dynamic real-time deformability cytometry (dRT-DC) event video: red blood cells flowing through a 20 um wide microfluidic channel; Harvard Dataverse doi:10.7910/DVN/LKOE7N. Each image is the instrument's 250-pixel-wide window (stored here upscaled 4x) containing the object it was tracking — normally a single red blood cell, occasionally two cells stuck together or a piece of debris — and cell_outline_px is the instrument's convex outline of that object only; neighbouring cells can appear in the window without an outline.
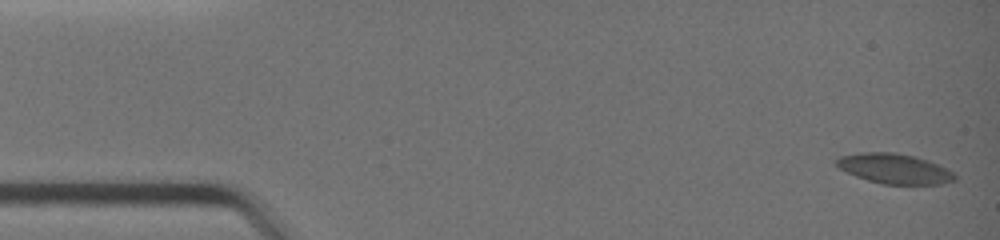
{"species": "common noctule bat (a hibernating species)", "species_latin": "Nyctalus noctula", "temperature_condition": "warm", "stored_images_in_passage": 42, "camera_frame_rate_fps": 3000, "um_per_image_px": 0.085, "animal": {"sex": "female", "body_mass_g": 19.0, "forearm_length_mm": 51.5}, "frame": {"image": 1, "passage_image": 1, "time_ms": 0.0, "image_size_px": [1000, 240], "cell_outline_px": [[956, 180], [940, 184], [884, 184], [868, 180], [856, 176], [840, 168], [836, 164], [836, 160], [840, 156], [860, 152], [896, 152], [928, 160], [952, 172], [956, 176]], "centroid_in_image_um": [76.02, 14.33], "position_along_channel_um": 9.0, "area_um2": 20.4}}
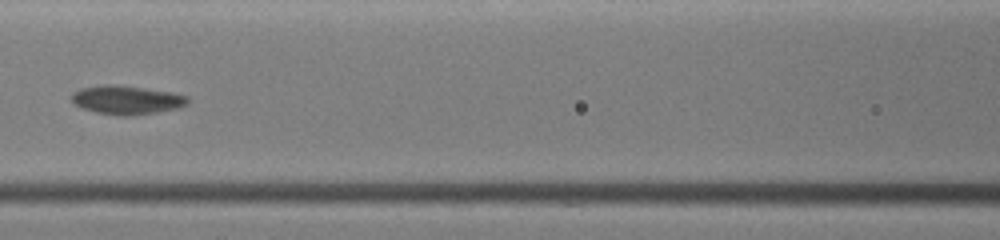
{"frame": {"image": 2, "passage_image": 19, "time_ms": 6.0, "image_size_px": [1000, 240], "cell_outline_px": [[188, 104], [180, 108], [156, 112], [128, 116], [116, 116], [96, 112], [72, 104], [72, 92], [80, 88], [104, 84], [112, 84], [144, 88], [172, 92], [188, 96]], "centroid_in_image_um": [10.76, 8.49], "position_along_channel_um": 155.8, "area_um2": 19.59}}
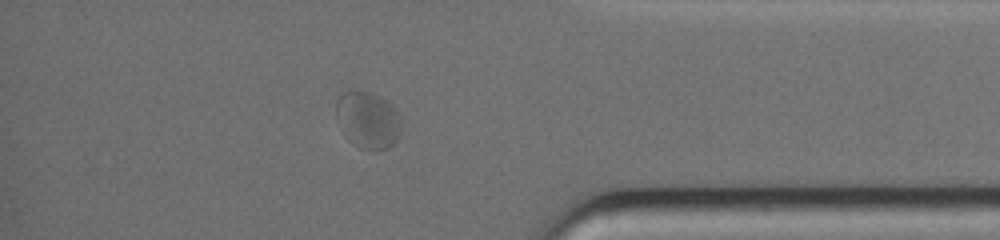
{"frame": {"image": 3, "passage_image": 36, "time_ms": 11.667, "image_size_px": [1000, 240], "cell_outline_px": [[404, 124], [400, 136], [388, 148], [360, 148], [348, 140], [336, 116], [336, 100], [340, 92], [372, 92], [388, 100], [396, 108]], "centroid_in_image_um": [31.32, 10.17], "position_along_channel_um": 403.9, "area_um2": 21.73}, "authors_computed_cell_mechanics": {"area_um2": 19.7676, "velocity_mm_per_s": 4.5487, "shape_relaxation_time_tau1_ms": 1.972, "shape_relaxation_time_tau2_ms": null, "deformation_change_tau1": 0.0624, "deformation_change_tau2": null}}